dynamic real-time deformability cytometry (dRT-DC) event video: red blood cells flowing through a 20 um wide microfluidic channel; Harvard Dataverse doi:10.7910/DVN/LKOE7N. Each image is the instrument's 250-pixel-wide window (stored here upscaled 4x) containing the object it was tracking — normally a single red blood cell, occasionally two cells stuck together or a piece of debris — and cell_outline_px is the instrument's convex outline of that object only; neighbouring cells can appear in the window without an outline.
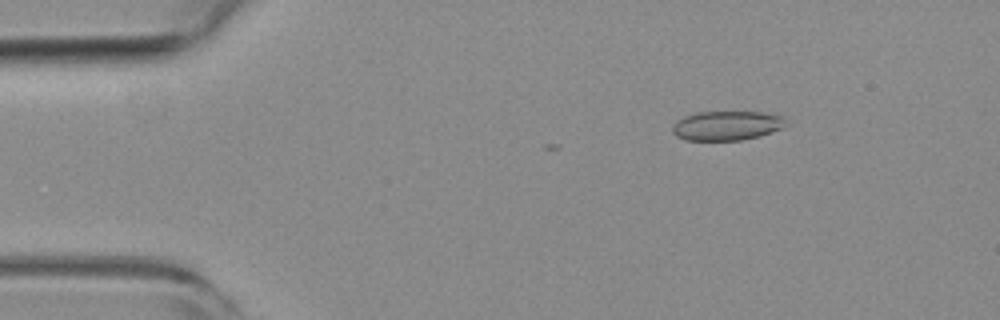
{"species": "common noctule bat (a hibernating species)", "species_latin": "Nyctalus noctula", "temperature_condition": "room temperature", "stored_images_in_passage": 3, "camera_frame_rate_fps": 3000, "um_per_image_px": 0.085, "animal": {"sex": "female", "body_mass_g": 19.3, "forearm_length_mm": 54.1}, "frame": {"image": 1, "passage_image": 1, "time_ms": 0.0, "image_size_px": [1000, 320], "cell_outline_px": [[784, 120], [780, 128], [772, 132], [760, 136], [740, 140], [684, 140], [676, 136], [672, 132], [672, 124], [676, 120], [684, 116], [696, 112], [764, 112], [784, 116]], "centroid_in_image_um": [61.7, 10.67], "position_along_channel_um": 23.3, "area_um2": 19.42}}